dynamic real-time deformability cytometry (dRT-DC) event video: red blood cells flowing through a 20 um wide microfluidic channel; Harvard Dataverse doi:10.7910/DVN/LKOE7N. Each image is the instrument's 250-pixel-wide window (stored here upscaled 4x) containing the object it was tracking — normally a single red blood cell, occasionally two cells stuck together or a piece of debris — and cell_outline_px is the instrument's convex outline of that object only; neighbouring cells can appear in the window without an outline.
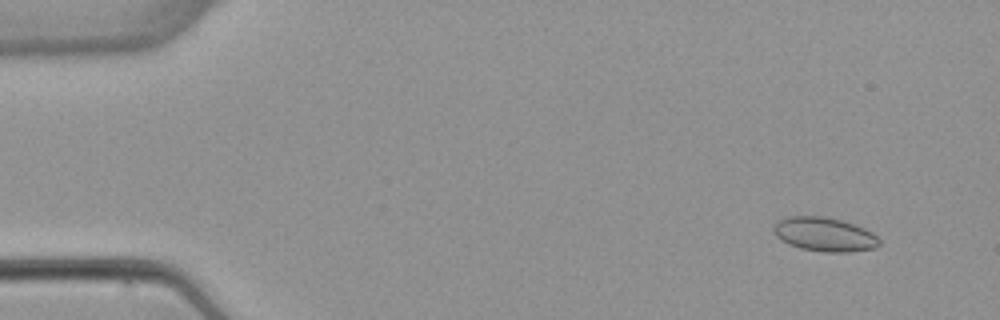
{"species": "common noctule bat (a hibernating species)", "species_latin": "Nyctalus noctula", "temperature_condition": "warm", "stored_images_in_passage": 4, "camera_frame_rate_fps": 3000, "um_per_image_px": 0.085, "animal": {"sex": "female", "body_mass_g": 22.7, "forearm_length_mm": 54.2}, "frame": {"image": 1, "passage_image": 2, "time_ms": 1.0, "image_size_px": [1000, 320], "cell_outline_px": [[880, 244], [876, 248], [848, 252], [824, 252], [800, 248], [788, 244], [780, 240], [772, 232], [772, 224], [784, 216], [820, 216], [840, 220], [864, 228], [872, 232], [880, 240]], "centroid_in_image_um": [70.02, 19.92], "position_along_channel_um": 15.0, "area_um2": 21.15}}
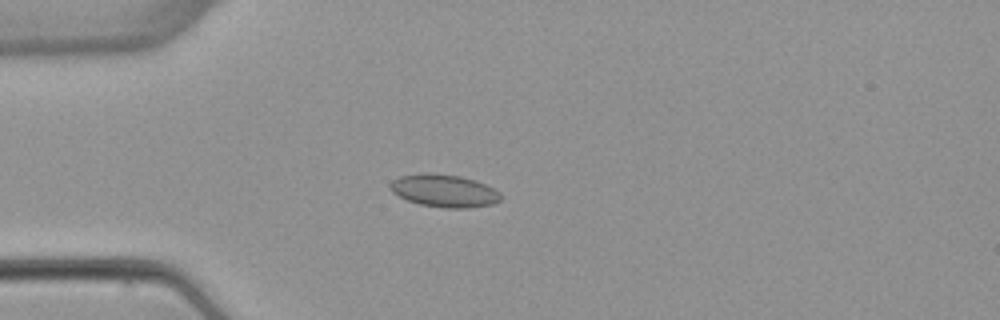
{"frame": {"image": 2, "passage_image": 4, "time_ms": 4.333, "image_size_px": [1000, 320], "cell_outline_px": [[500, 200], [492, 204], [468, 208], [444, 208], [420, 204], [408, 200], [392, 192], [388, 188], [388, 184], [392, 180], [400, 176], [428, 172], [460, 176], [476, 180], [500, 192]], "centroid_in_image_um": [37.72, 16.21], "position_along_channel_um": 47.3, "area_um2": 21.04}}